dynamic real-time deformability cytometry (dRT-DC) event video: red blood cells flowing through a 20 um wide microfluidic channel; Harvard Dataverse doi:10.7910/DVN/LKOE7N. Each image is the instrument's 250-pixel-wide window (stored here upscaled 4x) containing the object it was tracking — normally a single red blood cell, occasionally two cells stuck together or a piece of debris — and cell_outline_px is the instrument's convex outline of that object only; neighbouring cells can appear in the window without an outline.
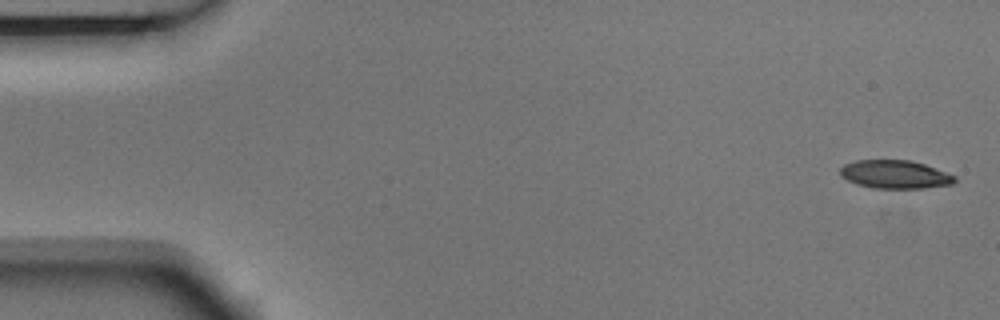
{"species": "Egyptian fruit bat (a non-hibernating species)", "species_latin": "Rousettus aegyptiacus", "temperature_condition": "room temperature", "stored_images_in_passage": 5, "camera_frame_rate_fps": 3000, "um_per_image_px": 0.085, "animal": {"sex": "male"}, "frame": {"image": 1, "passage_image": 1, "time_ms": 0.0, "image_size_px": [1000, 320], "cell_outline_px": [[956, 180], [952, 184], [920, 188], [872, 188], [856, 184], [840, 176], [840, 168], [844, 164], [856, 160], [912, 160], [924, 164], [956, 176]], "centroid_in_image_um": [76.04, 14.82], "position_along_channel_um": 9.0, "area_um2": 18.84}}
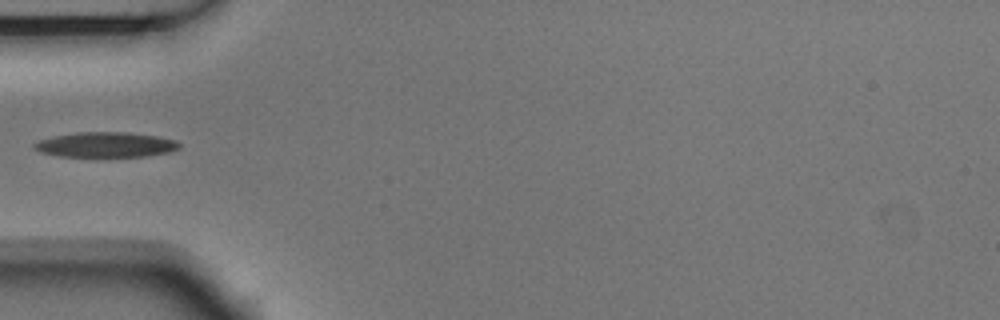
{"frame": {"image": 2, "passage_image": 5, "time_ms": 1.333, "image_size_px": [1000, 320], "cell_outline_px": [[180, 148], [168, 152], [148, 156], [60, 156], [40, 152], [32, 148], [32, 144], [40, 140], [56, 136], [76, 132], [124, 132], [156, 136], [176, 140], [180, 144]], "centroid_in_image_um": [8.98, 12.3], "position_along_channel_um": 76.0, "area_um2": 21.04}}